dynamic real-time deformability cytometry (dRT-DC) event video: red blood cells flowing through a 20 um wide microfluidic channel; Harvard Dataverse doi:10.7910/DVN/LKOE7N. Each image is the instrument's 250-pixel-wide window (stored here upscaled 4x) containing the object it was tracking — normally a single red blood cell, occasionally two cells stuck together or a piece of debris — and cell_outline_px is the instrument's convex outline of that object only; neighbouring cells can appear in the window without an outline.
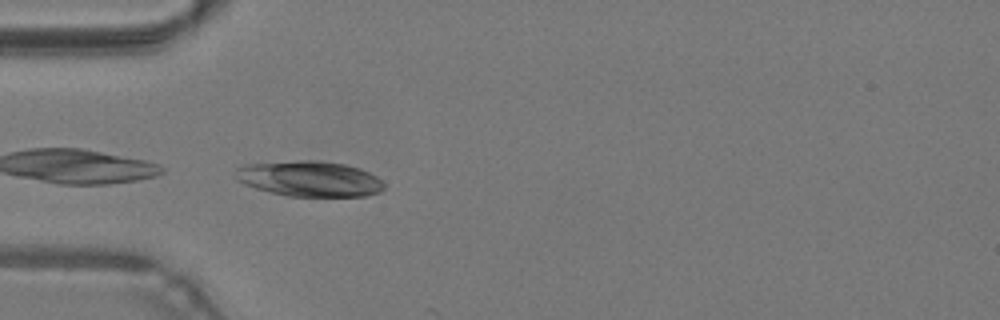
{"species": "common noctule bat (a hibernating species)", "species_latin": "Nyctalus noctula", "temperature_condition": "warm", "stored_images_in_passage": 6, "camera_frame_rate_fps": 3000, "um_per_image_px": 0.085, "animal": {"sex": "male", "body_mass_g": 19.2, "forearm_length_mm": 51.8}, "frame": {"image": 1, "passage_image": 5, "time_ms": 1.333, "image_size_px": [1000, 320], "cell_outline_px": [[384, 188], [380, 192], [368, 196], [288, 196], [256, 188], [244, 184], [236, 180], [236, 168], [244, 164], [300, 160], [320, 160], [344, 164], [360, 168], [376, 176], [384, 184]], "centroid_in_image_um": [26.31, 15.19], "position_along_channel_um": 58.7, "area_um2": 30.81}}